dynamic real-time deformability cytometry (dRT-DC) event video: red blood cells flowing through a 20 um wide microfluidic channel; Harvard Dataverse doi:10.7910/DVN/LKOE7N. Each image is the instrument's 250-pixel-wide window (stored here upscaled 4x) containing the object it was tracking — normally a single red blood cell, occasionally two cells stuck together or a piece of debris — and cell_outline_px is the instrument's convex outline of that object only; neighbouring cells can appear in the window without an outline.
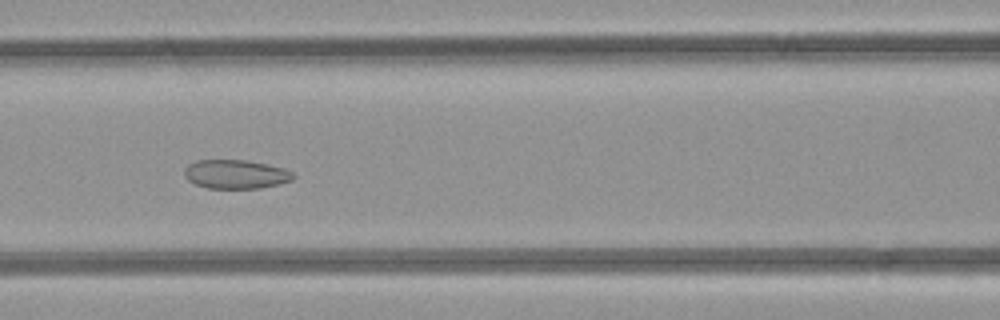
{"species": "common noctule bat (a hibernating species)", "species_latin": "Nyctalus noctula", "temperature_condition": "room temperature", "stored_images_in_passage": 38, "camera_frame_rate_fps": 3000, "um_per_image_px": 0.085, "animal": {"sex": "female", "body_mass_g": 21.9}, "frame": {"image": 1, "passage_image": 14, "time_ms": 4.333, "image_size_px": [1000, 320], "cell_outline_px": [[296, 176], [292, 180], [280, 184], [260, 188], [208, 188], [196, 184], [188, 180], [184, 176], [184, 168], [188, 164], [196, 160], [248, 160], [268, 164], [284, 168], [292, 172]], "centroid_in_image_um": [20.05, 14.8], "position_along_channel_um": 146.6, "area_um2": 18.5}}
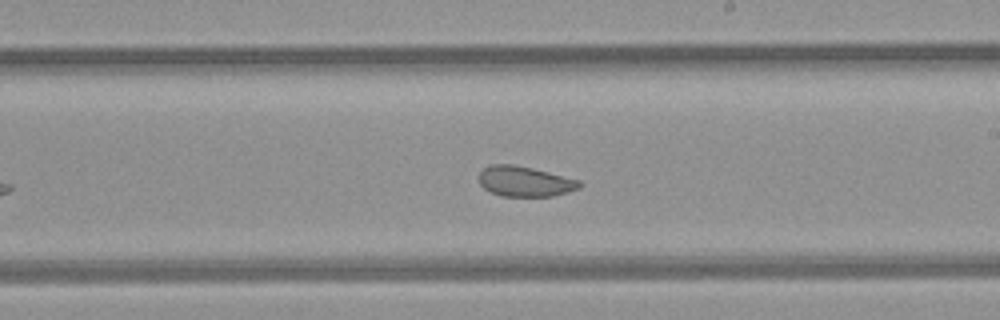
{"frame": {"image": 2, "passage_image": 21, "time_ms": 6.667, "image_size_px": [1000, 320], "cell_outline_px": [[584, 184], [580, 188], [568, 192], [552, 196], [500, 196], [484, 188], [480, 184], [480, 172], [484, 168], [492, 164], [512, 164], [532, 168], [580, 180]], "centroid_in_image_um": [44.65, 15.42], "position_along_channel_um": 244.4, "area_um2": 17.69}}
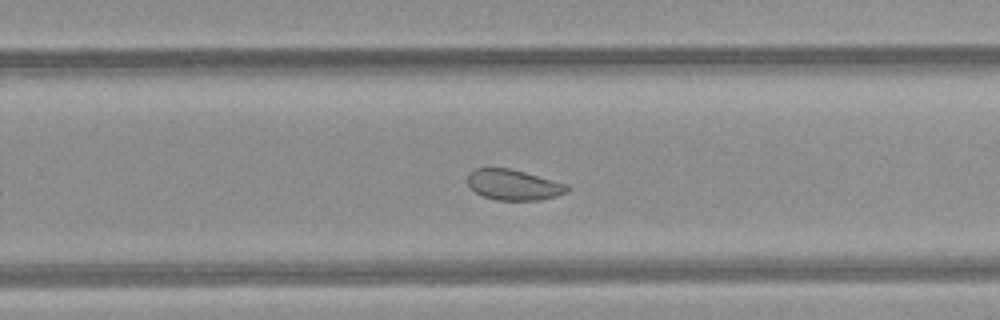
{"frame": {"image": 3, "passage_image": 24, "time_ms": 7.667, "image_size_px": [1000, 320], "cell_outline_px": [[572, 188], [568, 192], [544, 200], [496, 200], [484, 196], [476, 192], [468, 184], [468, 172], [476, 168], [508, 168], [524, 172], [568, 184]], "centroid_in_image_um": [43.7, 15.71], "position_along_channel_um": 286.1, "area_um2": 17.8}, "authors_computed_cell_mechanics": {"area_um2": 20.3167, "velocity_mm_per_s": 4.1961, "shape_relaxation_time_tau1_ms": null, "shape_relaxation_time_tau2_ms": 1.9714, "deformation_change_tau1": null, "deformation_change_tau2": 0.0648}}